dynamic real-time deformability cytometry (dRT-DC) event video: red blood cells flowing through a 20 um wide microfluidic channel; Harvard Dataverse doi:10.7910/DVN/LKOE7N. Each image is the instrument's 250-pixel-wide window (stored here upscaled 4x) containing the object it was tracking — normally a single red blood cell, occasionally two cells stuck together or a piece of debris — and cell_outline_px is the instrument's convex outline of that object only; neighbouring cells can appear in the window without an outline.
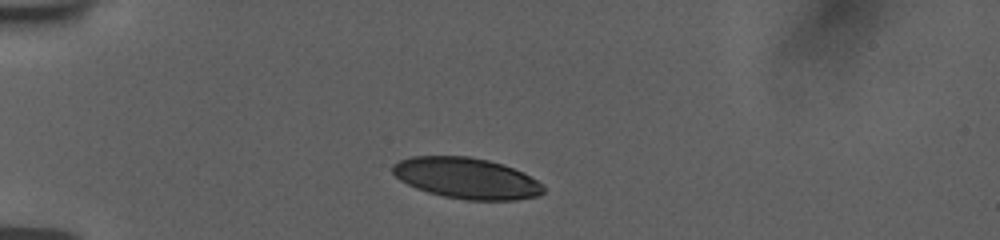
{"species": "human", "species_latin": "Homo sapiens", "temperature_condition": "room temperature", "stored_images_in_passage": 3, "camera_frame_rate_fps": 3000, "um_per_image_px": 0.085, "donor": {"sex": "female"}, "frame": {"image": 1, "passage_image": 1, "time_ms": 0.0, "image_size_px": [1000, 240], "cell_outline_px": [[544, 192], [540, 196], [516, 200], [464, 200], [444, 196], [428, 192], [416, 188], [400, 180], [392, 172], [392, 164], [400, 160], [412, 156], [468, 156], [488, 160], [504, 164], [536, 180], [544, 188]], "centroid_in_image_um": [39.63, 15.15], "position_along_channel_um": 45.4, "area_um2": 35.89}}
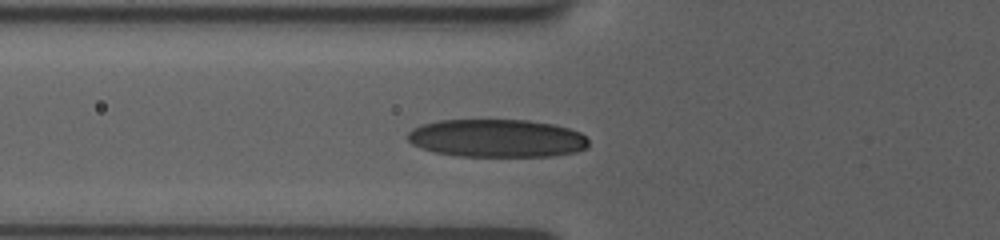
{"frame": {"image": 2, "passage_image": 3, "time_ms": 2.0, "image_size_px": [1000, 240], "cell_outline_px": [[588, 148], [576, 152], [552, 156], [456, 156], [436, 152], [420, 148], [412, 144], [408, 140], [408, 132], [412, 128], [420, 124], [440, 120], [528, 120], [552, 124], [568, 128], [580, 132], [588, 140]], "centroid_in_image_um": [42.22, 11.75], "position_along_channel_um": 83.6, "area_um2": 40.23}}